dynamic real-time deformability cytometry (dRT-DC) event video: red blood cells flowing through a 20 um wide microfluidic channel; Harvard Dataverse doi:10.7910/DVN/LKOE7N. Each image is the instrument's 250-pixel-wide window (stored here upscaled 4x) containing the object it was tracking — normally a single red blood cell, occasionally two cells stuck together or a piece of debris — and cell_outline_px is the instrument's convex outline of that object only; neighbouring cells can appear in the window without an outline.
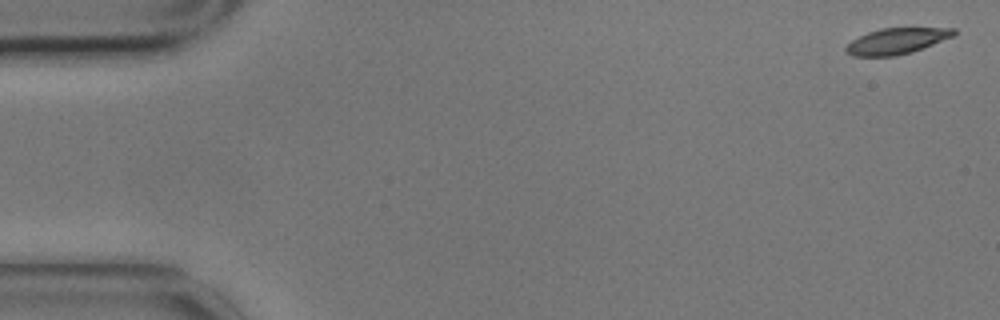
{"species": "common noctule bat (a hibernating species)", "species_latin": "Nyctalus noctula", "temperature_condition": "cold", "stored_images_in_passage": 13, "camera_frame_rate_fps": 3000, "um_per_image_px": 0.085, "animal": {"sex": "male", "body_mass_g": 17.9}, "frame": {"image": 1, "passage_image": 1, "time_ms": 0.0, "image_size_px": [1000, 320], "cell_outline_px": [[956, 36], [912, 52], [896, 56], [852, 56], [844, 48], [852, 40], [868, 32], [880, 28], [956, 28]], "centroid_in_image_um": [76.26, 3.49], "position_along_channel_um": 8.7, "area_um2": 16.36}}
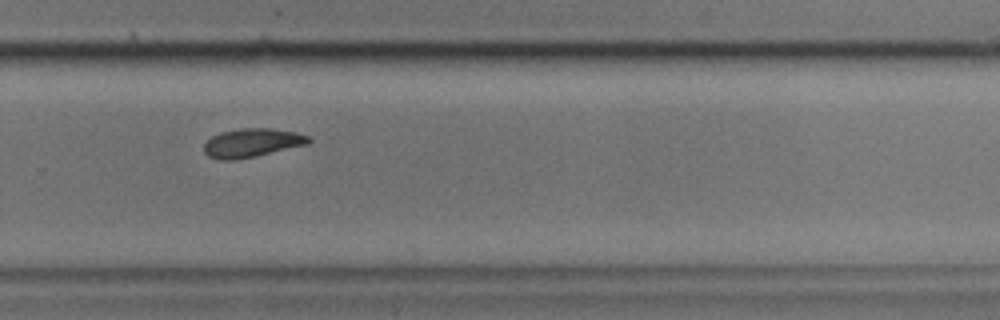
{"frame": {"image": 2, "passage_image": 11, "time_ms": 3.333, "image_size_px": [1000, 320], "cell_outline_px": [[312, 140], [308, 144], [256, 156], [232, 160], [220, 160], [208, 156], [204, 152], [204, 144], [212, 136], [220, 132], [240, 128], [268, 128], [296, 132], [308, 136]], "centroid_in_image_um": [21.41, 12.14], "position_along_channel_um": 308.4, "area_um2": 17.46}}
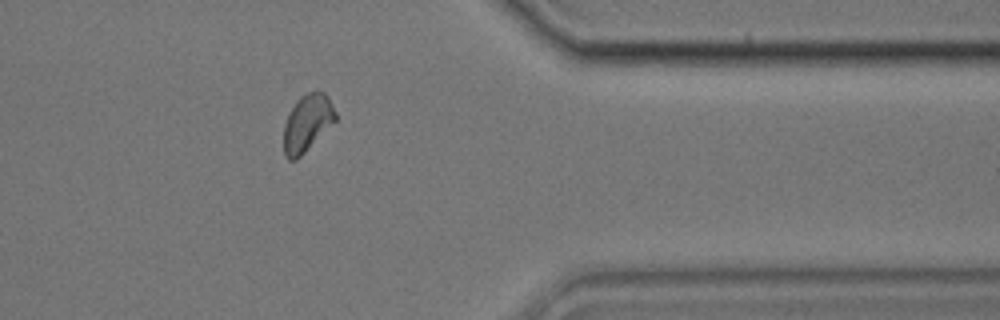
{"frame": {"image": 3, "passage_image": 13, "time_ms": 4.0, "image_size_px": [1000, 320], "cell_outline_px": [[336, 120], [296, 160], [288, 160], [284, 156], [284, 124], [296, 100], [300, 96], [316, 88], [320, 88], [328, 96], [336, 112]], "centroid_in_image_um": [26.12, 10.4], "position_along_channel_um": 385.3, "area_um2": 17.22}}